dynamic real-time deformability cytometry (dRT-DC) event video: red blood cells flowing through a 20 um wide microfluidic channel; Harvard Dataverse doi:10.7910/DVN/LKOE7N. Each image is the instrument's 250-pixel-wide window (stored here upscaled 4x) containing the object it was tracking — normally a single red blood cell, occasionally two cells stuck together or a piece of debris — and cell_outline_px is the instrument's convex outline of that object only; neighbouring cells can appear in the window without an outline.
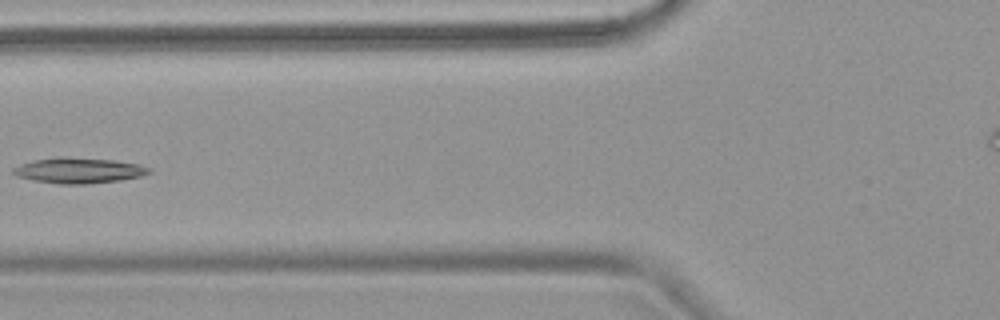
{"species": "common noctule bat (a hibernating species)", "species_latin": "Nyctalus noctula", "temperature_condition": "warm", "stored_images_in_passage": 4, "camera_frame_rate_fps": 3000, "um_per_image_px": 0.085, "animal": {"sex": "female", "body_mass_g": 18.4}, "frame": {"image": 1, "passage_image": 4, "time_ms": 3.667, "image_size_px": [1000, 320], "cell_outline_px": [[152, 172], [140, 176], [120, 180], [88, 184], [60, 184], [32, 180], [16, 176], [12, 172], [12, 168], [20, 164], [32, 160], [60, 156], [64, 156], [116, 160], [140, 164], [152, 168]], "centroid_in_image_um": [6.69, 14.48], "position_along_channel_um": 119.1, "area_um2": 20.58}}